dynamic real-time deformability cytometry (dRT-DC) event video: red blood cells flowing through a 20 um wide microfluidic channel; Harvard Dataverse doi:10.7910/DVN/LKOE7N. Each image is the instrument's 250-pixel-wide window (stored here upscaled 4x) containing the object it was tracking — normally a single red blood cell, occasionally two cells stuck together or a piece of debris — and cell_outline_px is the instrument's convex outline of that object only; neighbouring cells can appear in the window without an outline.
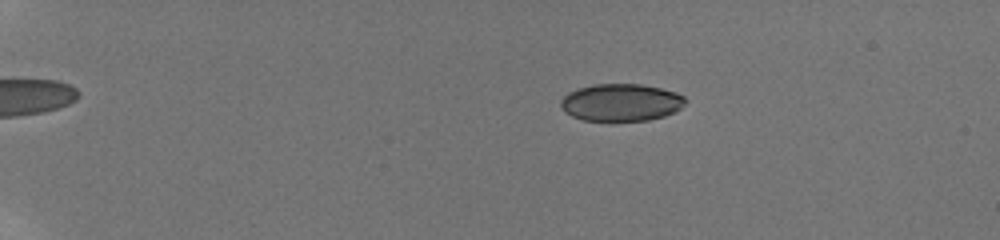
{"species": "human", "species_latin": "Homo sapiens", "temperature_condition": "room temperature", "stored_images_in_passage": 41, "camera_frame_rate_fps": 3000, "um_per_image_px": 0.085, "donor": {"sex": "male"}, "frame": {"image": 1, "passage_image": 11, "time_ms": 4.333, "image_size_px": [1000, 240], "cell_outline_px": [[688, 100], [676, 112], [664, 116], [648, 120], [584, 120], [572, 116], [564, 112], [560, 108], [560, 100], [568, 92], [580, 88], [596, 84], [640, 84], [660, 88], [676, 92], [684, 96]], "centroid_in_image_um": [52.8, 8.7], "position_along_channel_um": 32.2, "area_um2": 27.11}}
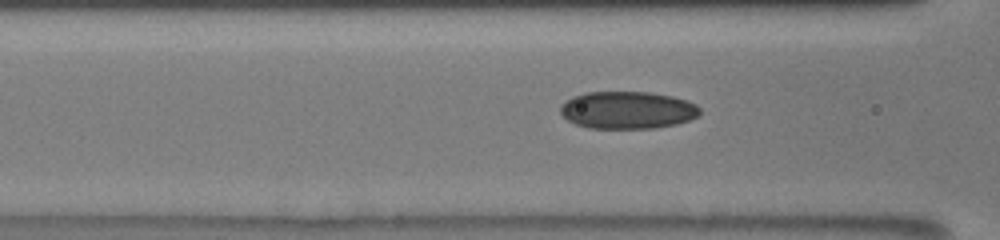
{"frame": {"image": 2, "passage_image": 24, "time_ms": 9.333, "image_size_px": [1000, 240], "cell_outline_px": [[700, 112], [696, 116], [688, 120], [676, 124], [652, 128], [588, 128], [576, 124], [568, 120], [560, 112], [560, 104], [564, 100], [572, 96], [588, 92], [648, 92], [672, 96], [688, 100], [696, 104], [700, 108]], "centroid_in_image_um": [53.31, 9.35], "position_along_channel_um": 113.3, "area_um2": 30.46}}
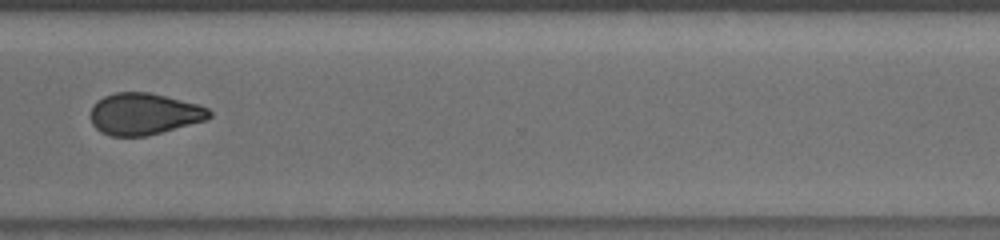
{"frame": {"image": 3, "passage_image": 35, "time_ms": 15.667, "image_size_px": [1000, 240], "cell_outline_px": [[212, 116], [208, 120], [148, 136], [112, 136], [100, 132], [92, 124], [92, 104], [96, 100], [104, 96], [116, 92], [148, 92], [196, 104], [208, 108], [212, 112]], "centroid_in_image_um": [12.25, 9.69], "position_along_channel_um": 358.3, "area_um2": 28.9}, "authors_computed_cell_mechanics": {"area_um2": 28.5532, "velocity_mm_per_s": 3.8717, "shape_relaxation_time_tau1_ms": null, "shape_relaxation_time_tau2_ms": 8.4785, "deformation_change_tau1": null, "deformation_change_tau2": 0.1286}}